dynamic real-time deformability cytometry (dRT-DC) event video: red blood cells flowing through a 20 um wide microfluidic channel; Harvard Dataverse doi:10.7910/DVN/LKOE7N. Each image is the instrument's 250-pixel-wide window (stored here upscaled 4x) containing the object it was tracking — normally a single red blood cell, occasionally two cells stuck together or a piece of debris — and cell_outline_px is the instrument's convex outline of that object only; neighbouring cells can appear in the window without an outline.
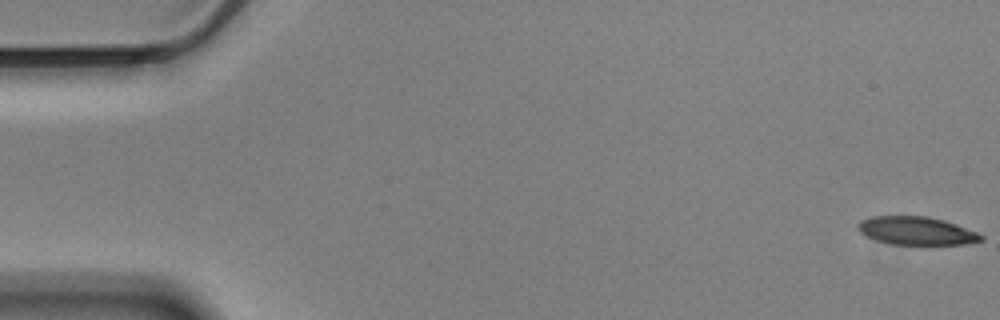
{"species": "Egyptian fruit bat (a non-hibernating species)", "species_latin": "Rousettus aegyptiacus", "temperature_condition": "cold", "stored_images_in_passage": 58, "camera_frame_rate_fps": 3000, "um_per_image_px": 0.085, "animal": {"sex": "male"}, "frame": {"image": 1, "passage_image": 1, "time_ms": 0.0, "image_size_px": [1000, 320], "cell_outline_px": [[984, 240], [964, 244], [888, 244], [876, 240], [860, 232], [856, 228], [856, 224], [860, 220], [872, 216], [928, 216], [944, 220], [956, 224], [976, 232], [984, 236]], "centroid_in_image_um": [77.87, 19.61], "position_along_channel_um": 7.1, "area_um2": 20.23}}
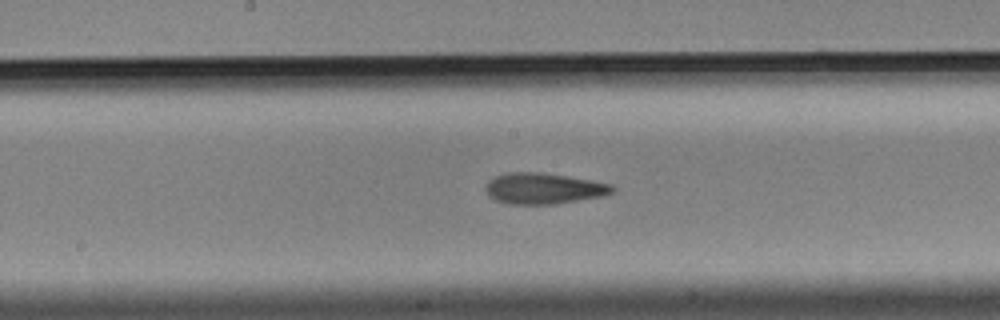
{"frame": {"image": 2, "passage_image": 30, "time_ms": 9.667, "image_size_px": [1000, 320], "cell_outline_px": [[616, 192], [604, 196], [556, 204], [508, 204], [496, 200], [488, 196], [488, 180], [496, 176], [508, 172], [540, 172], [568, 176], [592, 180], [612, 184], [616, 188]], "centroid_in_image_um": [46.28, 16.02], "position_along_channel_um": 201.9, "area_um2": 23.0}}
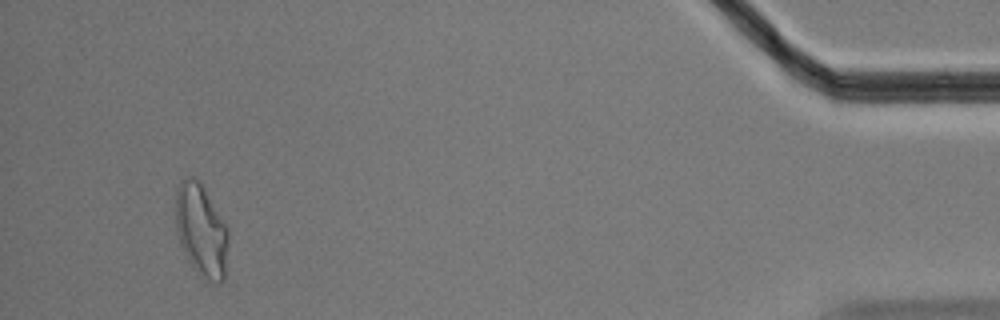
{"frame": {"image": 3, "passage_image": 55, "time_ms": 18.0, "image_size_px": [1000, 320], "cell_outline_px": [[228, 244], [224, 280], [220, 284], [200, 276], [196, 272], [188, 260], [180, 244], [176, 232], [176, 192], [180, 180], [184, 176], [192, 176], [200, 180], [228, 228]], "centroid_in_image_um": [17.1, 19.55], "position_along_channel_um": 418.1, "area_um2": 28.67}, "authors_computed_cell_mechanics": {"area_um2": 22.4553, "velocity_mm_per_s": 3.4571, "shape_relaxation_time_tau1_ms": 8.5809, "shape_relaxation_time_tau2_ms": 3.1102, "deformation_change_tau1": 0.2385, "deformation_change_tau2": 0.1213}}